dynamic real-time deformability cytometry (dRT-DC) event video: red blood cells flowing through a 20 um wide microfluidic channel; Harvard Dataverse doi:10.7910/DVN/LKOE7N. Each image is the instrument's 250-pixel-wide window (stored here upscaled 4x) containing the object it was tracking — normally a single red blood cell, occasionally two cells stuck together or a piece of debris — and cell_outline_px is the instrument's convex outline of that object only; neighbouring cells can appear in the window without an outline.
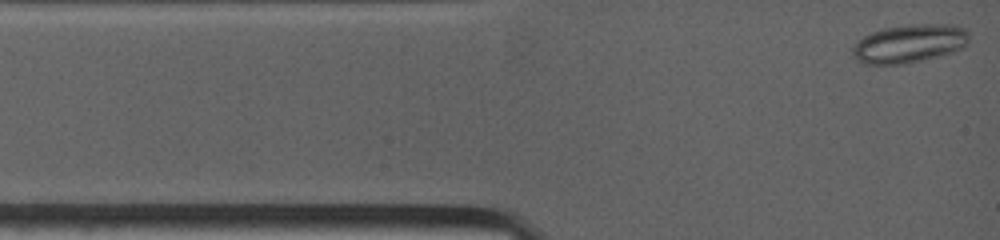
{"species": "common noctule bat (a hibernating species)", "species_latin": "Nyctalus noctula", "temperature_condition": "warm", "stored_images_in_passage": 23, "camera_frame_rate_fps": 4500, "um_per_image_px": 0.085, "animal": {"sex": "female", "body_mass_g": 19.0, "forearm_length_mm": 53.3}, "frame": {"image": 1, "passage_image": 1, "time_ms": 0.0, "image_size_px": [1000, 240], "cell_outline_px": [[968, 44], [964, 48], [952, 52], [904, 64], [864, 64], [856, 60], [852, 56], [852, 48], [864, 36], [872, 32], [884, 28], [912, 24], [948, 24], [964, 28], [968, 32]], "centroid_in_image_um": [77.29, 3.7], "position_along_channel_um": 7.7, "area_um2": 25.95}}